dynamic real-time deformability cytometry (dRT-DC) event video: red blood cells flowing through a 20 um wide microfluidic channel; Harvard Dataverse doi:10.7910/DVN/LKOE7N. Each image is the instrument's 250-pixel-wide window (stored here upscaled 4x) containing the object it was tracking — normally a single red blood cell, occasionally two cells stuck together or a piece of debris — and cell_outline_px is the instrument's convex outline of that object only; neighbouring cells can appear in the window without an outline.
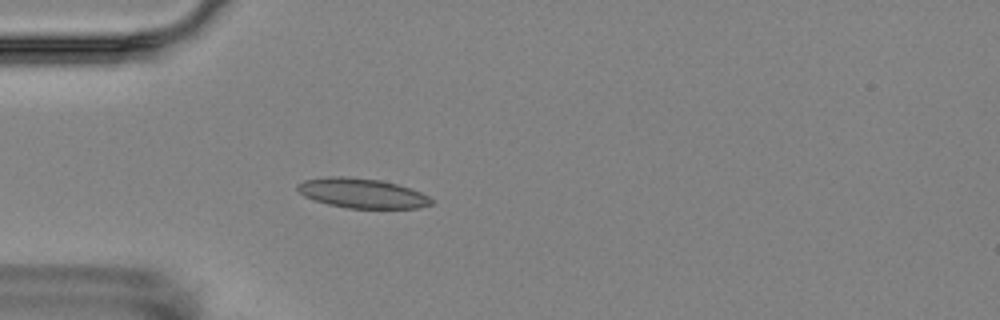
{"species": "Egyptian fruit bat (a non-hibernating species)", "species_latin": "Rousettus aegyptiacus", "temperature_condition": "room temperature", "stored_images_in_passage": 1, "camera_frame_rate_fps": 3000, "um_per_image_px": 0.085, "animal": {"sex": "female"}, "frame": {"image": 1, "passage_image": 1, "time_ms": 0.0, "image_size_px": [1000, 320], "cell_outline_px": [[436, 200], [432, 204], [420, 208], [348, 208], [328, 204], [304, 196], [296, 188], [296, 184], [304, 180], [328, 176], [344, 176], [380, 180], [396, 184], [420, 192]], "centroid_in_image_um": [30.78, 16.42], "position_along_channel_um": 54.2, "area_um2": 23.12}}